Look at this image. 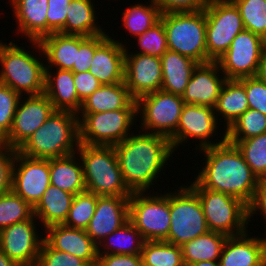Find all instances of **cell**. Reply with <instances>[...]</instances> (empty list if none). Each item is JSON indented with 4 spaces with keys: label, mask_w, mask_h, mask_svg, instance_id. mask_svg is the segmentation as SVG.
Wrapping results in <instances>:
<instances>
[{
    "label": "cell",
    "mask_w": 266,
    "mask_h": 266,
    "mask_svg": "<svg viewBox=\"0 0 266 266\" xmlns=\"http://www.w3.org/2000/svg\"><path fill=\"white\" fill-rule=\"evenodd\" d=\"M114 148L123 180L131 192L146 193L174 153L167 137L146 131L129 135Z\"/></svg>",
    "instance_id": "obj_1"
},
{
    "label": "cell",
    "mask_w": 266,
    "mask_h": 266,
    "mask_svg": "<svg viewBox=\"0 0 266 266\" xmlns=\"http://www.w3.org/2000/svg\"><path fill=\"white\" fill-rule=\"evenodd\" d=\"M201 151L207 157L206 165L195 182L202 188L229 194L249 205L258 179L236 145L225 140Z\"/></svg>",
    "instance_id": "obj_2"
},
{
    "label": "cell",
    "mask_w": 266,
    "mask_h": 266,
    "mask_svg": "<svg viewBox=\"0 0 266 266\" xmlns=\"http://www.w3.org/2000/svg\"><path fill=\"white\" fill-rule=\"evenodd\" d=\"M78 146V115L55 110L17 151L31 158L51 159L74 154Z\"/></svg>",
    "instance_id": "obj_3"
},
{
    "label": "cell",
    "mask_w": 266,
    "mask_h": 266,
    "mask_svg": "<svg viewBox=\"0 0 266 266\" xmlns=\"http://www.w3.org/2000/svg\"><path fill=\"white\" fill-rule=\"evenodd\" d=\"M86 191L98 196H131L119 168L114 146L79 143Z\"/></svg>",
    "instance_id": "obj_4"
},
{
    "label": "cell",
    "mask_w": 266,
    "mask_h": 266,
    "mask_svg": "<svg viewBox=\"0 0 266 266\" xmlns=\"http://www.w3.org/2000/svg\"><path fill=\"white\" fill-rule=\"evenodd\" d=\"M168 50L207 63L206 16L204 9L194 12L163 13Z\"/></svg>",
    "instance_id": "obj_5"
},
{
    "label": "cell",
    "mask_w": 266,
    "mask_h": 266,
    "mask_svg": "<svg viewBox=\"0 0 266 266\" xmlns=\"http://www.w3.org/2000/svg\"><path fill=\"white\" fill-rule=\"evenodd\" d=\"M13 41L0 42V82L19 95H39L45 89V64ZM24 91V92H23Z\"/></svg>",
    "instance_id": "obj_6"
},
{
    "label": "cell",
    "mask_w": 266,
    "mask_h": 266,
    "mask_svg": "<svg viewBox=\"0 0 266 266\" xmlns=\"http://www.w3.org/2000/svg\"><path fill=\"white\" fill-rule=\"evenodd\" d=\"M190 187L197 193L210 231L226 236L247 232L248 205L239 198L200 187L195 181Z\"/></svg>",
    "instance_id": "obj_7"
},
{
    "label": "cell",
    "mask_w": 266,
    "mask_h": 266,
    "mask_svg": "<svg viewBox=\"0 0 266 266\" xmlns=\"http://www.w3.org/2000/svg\"><path fill=\"white\" fill-rule=\"evenodd\" d=\"M170 230L164 240L182 246L209 232L197 193L190 186H180L170 193Z\"/></svg>",
    "instance_id": "obj_8"
},
{
    "label": "cell",
    "mask_w": 266,
    "mask_h": 266,
    "mask_svg": "<svg viewBox=\"0 0 266 266\" xmlns=\"http://www.w3.org/2000/svg\"><path fill=\"white\" fill-rule=\"evenodd\" d=\"M77 115L79 143L101 146H114L127 138L131 134L129 132L133 121L136 120L135 116H138L137 109Z\"/></svg>",
    "instance_id": "obj_9"
},
{
    "label": "cell",
    "mask_w": 266,
    "mask_h": 266,
    "mask_svg": "<svg viewBox=\"0 0 266 266\" xmlns=\"http://www.w3.org/2000/svg\"><path fill=\"white\" fill-rule=\"evenodd\" d=\"M204 11L207 63L216 62L238 33L244 30V26L239 10L231 0L207 2Z\"/></svg>",
    "instance_id": "obj_10"
},
{
    "label": "cell",
    "mask_w": 266,
    "mask_h": 266,
    "mask_svg": "<svg viewBox=\"0 0 266 266\" xmlns=\"http://www.w3.org/2000/svg\"><path fill=\"white\" fill-rule=\"evenodd\" d=\"M170 192L145 195L132 192L129 197V221L145 241H164L170 230Z\"/></svg>",
    "instance_id": "obj_11"
},
{
    "label": "cell",
    "mask_w": 266,
    "mask_h": 266,
    "mask_svg": "<svg viewBox=\"0 0 266 266\" xmlns=\"http://www.w3.org/2000/svg\"><path fill=\"white\" fill-rule=\"evenodd\" d=\"M136 101L137 114L141 113L140 128L143 132L146 130L147 133L149 131L168 139L175 133L185 105L180 95L158 90L142 95Z\"/></svg>",
    "instance_id": "obj_12"
},
{
    "label": "cell",
    "mask_w": 266,
    "mask_h": 266,
    "mask_svg": "<svg viewBox=\"0 0 266 266\" xmlns=\"http://www.w3.org/2000/svg\"><path fill=\"white\" fill-rule=\"evenodd\" d=\"M264 49V38L243 30L233 39L228 50L216 61L226 79L254 77Z\"/></svg>",
    "instance_id": "obj_13"
},
{
    "label": "cell",
    "mask_w": 266,
    "mask_h": 266,
    "mask_svg": "<svg viewBox=\"0 0 266 266\" xmlns=\"http://www.w3.org/2000/svg\"><path fill=\"white\" fill-rule=\"evenodd\" d=\"M215 114L213 107L185 104L179 118L177 130L169 138L173 150L189 138L201 140L198 146L200 150L223 143L226 140V134L223 135L218 143H211L208 140L217 130L218 117Z\"/></svg>",
    "instance_id": "obj_14"
},
{
    "label": "cell",
    "mask_w": 266,
    "mask_h": 266,
    "mask_svg": "<svg viewBox=\"0 0 266 266\" xmlns=\"http://www.w3.org/2000/svg\"><path fill=\"white\" fill-rule=\"evenodd\" d=\"M18 103L9 134L0 142L19 149L55 111L50 99L44 94L28 95Z\"/></svg>",
    "instance_id": "obj_15"
},
{
    "label": "cell",
    "mask_w": 266,
    "mask_h": 266,
    "mask_svg": "<svg viewBox=\"0 0 266 266\" xmlns=\"http://www.w3.org/2000/svg\"><path fill=\"white\" fill-rule=\"evenodd\" d=\"M50 184L49 159L31 158L17 151L12 190L34 208Z\"/></svg>",
    "instance_id": "obj_16"
},
{
    "label": "cell",
    "mask_w": 266,
    "mask_h": 266,
    "mask_svg": "<svg viewBox=\"0 0 266 266\" xmlns=\"http://www.w3.org/2000/svg\"><path fill=\"white\" fill-rule=\"evenodd\" d=\"M35 216L0 231V250L19 266H36L44 240L38 237Z\"/></svg>",
    "instance_id": "obj_17"
},
{
    "label": "cell",
    "mask_w": 266,
    "mask_h": 266,
    "mask_svg": "<svg viewBox=\"0 0 266 266\" xmlns=\"http://www.w3.org/2000/svg\"><path fill=\"white\" fill-rule=\"evenodd\" d=\"M124 83L135 100L142 95L161 90V59L140 53L128 54L126 47Z\"/></svg>",
    "instance_id": "obj_18"
},
{
    "label": "cell",
    "mask_w": 266,
    "mask_h": 266,
    "mask_svg": "<svg viewBox=\"0 0 266 266\" xmlns=\"http://www.w3.org/2000/svg\"><path fill=\"white\" fill-rule=\"evenodd\" d=\"M130 196H98L95 213L86 229L99 246L103 239L129 221Z\"/></svg>",
    "instance_id": "obj_19"
},
{
    "label": "cell",
    "mask_w": 266,
    "mask_h": 266,
    "mask_svg": "<svg viewBox=\"0 0 266 266\" xmlns=\"http://www.w3.org/2000/svg\"><path fill=\"white\" fill-rule=\"evenodd\" d=\"M220 71L217 62L198 64L181 96L184 103L214 108L222 86L227 80L224 75H219Z\"/></svg>",
    "instance_id": "obj_20"
},
{
    "label": "cell",
    "mask_w": 266,
    "mask_h": 266,
    "mask_svg": "<svg viewBox=\"0 0 266 266\" xmlns=\"http://www.w3.org/2000/svg\"><path fill=\"white\" fill-rule=\"evenodd\" d=\"M44 240L55 250L67 252L85 260L90 266H97L98 245L86 230L56 224L45 229Z\"/></svg>",
    "instance_id": "obj_21"
},
{
    "label": "cell",
    "mask_w": 266,
    "mask_h": 266,
    "mask_svg": "<svg viewBox=\"0 0 266 266\" xmlns=\"http://www.w3.org/2000/svg\"><path fill=\"white\" fill-rule=\"evenodd\" d=\"M219 262L221 266H266V238L246 232L227 237Z\"/></svg>",
    "instance_id": "obj_22"
},
{
    "label": "cell",
    "mask_w": 266,
    "mask_h": 266,
    "mask_svg": "<svg viewBox=\"0 0 266 266\" xmlns=\"http://www.w3.org/2000/svg\"><path fill=\"white\" fill-rule=\"evenodd\" d=\"M126 47L108 36L96 49L89 72L102 84L124 82Z\"/></svg>",
    "instance_id": "obj_23"
},
{
    "label": "cell",
    "mask_w": 266,
    "mask_h": 266,
    "mask_svg": "<svg viewBox=\"0 0 266 266\" xmlns=\"http://www.w3.org/2000/svg\"><path fill=\"white\" fill-rule=\"evenodd\" d=\"M40 50L47 61L45 69L55 66L56 69L71 70L76 64L77 51H79V35L62 34L54 32L41 38L39 41H30Z\"/></svg>",
    "instance_id": "obj_24"
},
{
    "label": "cell",
    "mask_w": 266,
    "mask_h": 266,
    "mask_svg": "<svg viewBox=\"0 0 266 266\" xmlns=\"http://www.w3.org/2000/svg\"><path fill=\"white\" fill-rule=\"evenodd\" d=\"M50 71L51 69H45L44 94L50 99L54 110L78 114L82 101L78 98L73 72L57 69L52 75Z\"/></svg>",
    "instance_id": "obj_25"
},
{
    "label": "cell",
    "mask_w": 266,
    "mask_h": 266,
    "mask_svg": "<svg viewBox=\"0 0 266 266\" xmlns=\"http://www.w3.org/2000/svg\"><path fill=\"white\" fill-rule=\"evenodd\" d=\"M118 109H137V101L130 95L124 82L103 84L89 95L78 114H94Z\"/></svg>",
    "instance_id": "obj_26"
},
{
    "label": "cell",
    "mask_w": 266,
    "mask_h": 266,
    "mask_svg": "<svg viewBox=\"0 0 266 266\" xmlns=\"http://www.w3.org/2000/svg\"><path fill=\"white\" fill-rule=\"evenodd\" d=\"M14 16L22 34L30 41L47 36L48 0H11Z\"/></svg>",
    "instance_id": "obj_27"
},
{
    "label": "cell",
    "mask_w": 266,
    "mask_h": 266,
    "mask_svg": "<svg viewBox=\"0 0 266 266\" xmlns=\"http://www.w3.org/2000/svg\"><path fill=\"white\" fill-rule=\"evenodd\" d=\"M160 59L162 64L161 90L182 96L193 70L199 63L190 57L170 50H167Z\"/></svg>",
    "instance_id": "obj_28"
},
{
    "label": "cell",
    "mask_w": 266,
    "mask_h": 266,
    "mask_svg": "<svg viewBox=\"0 0 266 266\" xmlns=\"http://www.w3.org/2000/svg\"><path fill=\"white\" fill-rule=\"evenodd\" d=\"M74 194L49 185L42 198L33 208V215L40 219L44 229L56 224H63L70 210Z\"/></svg>",
    "instance_id": "obj_29"
},
{
    "label": "cell",
    "mask_w": 266,
    "mask_h": 266,
    "mask_svg": "<svg viewBox=\"0 0 266 266\" xmlns=\"http://www.w3.org/2000/svg\"><path fill=\"white\" fill-rule=\"evenodd\" d=\"M75 154L49 159L51 185L74 195L86 191L82 163Z\"/></svg>",
    "instance_id": "obj_30"
},
{
    "label": "cell",
    "mask_w": 266,
    "mask_h": 266,
    "mask_svg": "<svg viewBox=\"0 0 266 266\" xmlns=\"http://www.w3.org/2000/svg\"><path fill=\"white\" fill-rule=\"evenodd\" d=\"M95 8L91 0H71L67 9V17L62 34L92 37L105 32L96 25Z\"/></svg>",
    "instance_id": "obj_31"
},
{
    "label": "cell",
    "mask_w": 266,
    "mask_h": 266,
    "mask_svg": "<svg viewBox=\"0 0 266 266\" xmlns=\"http://www.w3.org/2000/svg\"><path fill=\"white\" fill-rule=\"evenodd\" d=\"M249 109L245 86L238 79H227L222 86L214 111L224 118L227 130Z\"/></svg>",
    "instance_id": "obj_32"
},
{
    "label": "cell",
    "mask_w": 266,
    "mask_h": 266,
    "mask_svg": "<svg viewBox=\"0 0 266 266\" xmlns=\"http://www.w3.org/2000/svg\"><path fill=\"white\" fill-rule=\"evenodd\" d=\"M227 237L222 233L209 231L184 243L181 248L185 266L201 261L219 260Z\"/></svg>",
    "instance_id": "obj_33"
},
{
    "label": "cell",
    "mask_w": 266,
    "mask_h": 266,
    "mask_svg": "<svg viewBox=\"0 0 266 266\" xmlns=\"http://www.w3.org/2000/svg\"><path fill=\"white\" fill-rule=\"evenodd\" d=\"M103 241L105 242L100 243L99 245L102 246L103 244V247H105L106 250L104 248V251L101 252L100 250L103 248H100L101 246H98V255H141L142 247L145 242L141 233L134 227V225L130 221L126 222L122 227L105 237Z\"/></svg>",
    "instance_id": "obj_34"
},
{
    "label": "cell",
    "mask_w": 266,
    "mask_h": 266,
    "mask_svg": "<svg viewBox=\"0 0 266 266\" xmlns=\"http://www.w3.org/2000/svg\"><path fill=\"white\" fill-rule=\"evenodd\" d=\"M141 258L143 266H185L181 246L162 240L145 241Z\"/></svg>",
    "instance_id": "obj_35"
},
{
    "label": "cell",
    "mask_w": 266,
    "mask_h": 266,
    "mask_svg": "<svg viewBox=\"0 0 266 266\" xmlns=\"http://www.w3.org/2000/svg\"><path fill=\"white\" fill-rule=\"evenodd\" d=\"M150 3L149 5L135 4L122 13L123 26L132 35L134 34V37H138L160 21L162 15L160 7L154 0H151Z\"/></svg>",
    "instance_id": "obj_36"
},
{
    "label": "cell",
    "mask_w": 266,
    "mask_h": 266,
    "mask_svg": "<svg viewBox=\"0 0 266 266\" xmlns=\"http://www.w3.org/2000/svg\"><path fill=\"white\" fill-rule=\"evenodd\" d=\"M226 140H244L266 133V115L247 109L227 130Z\"/></svg>",
    "instance_id": "obj_37"
},
{
    "label": "cell",
    "mask_w": 266,
    "mask_h": 266,
    "mask_svg": "<svg viewBox=\"0 0 266 266\" xmlns=\"http://www.w3.org/2000/svg\"><path fill=\"white\" fill-rule=\"evenodd\" d=\"M32 216L33 208L13 190L0 195V231Z\"/></svg>",
    "instance_id": "obj_38"
},
{
    "label": "cell",
    "mask_w": 266,
    "mask_h": 266,
    "mask_svg": "<svg viewBox=\"0 0 266 266\" xmlns=\"http://www.w3.org/2000/svg\"><path fill=\"white\" fill-rule=\"evenodd\" d=\"M97 195L84 191L74 195L70 210L63 225L86 230L95 213Z\"/></svg>",
    "instance_id": "obj_39"
},
{
    "label": "cell",
    "mask_w": 266,
    "mask_h": 266,
    "mask_svg": "<svg viewBox=\"0 0 266 266\" xmlns=\"http://www.w3.org/2000/svg\"><path fill=\"white\" fill-rule=\"evenodd\" d=\"M240 12L245 30L266 36V0H231Z\"/></svg>",
    "instance_id": "obj_40"
},
{
    "label": "cell",
    "mask_w": 266,
    "mask_h": 266,
    "mask_svg": "<svg viewBox=\"0 0 266 266\" xmlns=\"http://www.w3.org/2000/svg\"><path fill=\"white\" fill-rule=\"evenodd\" d=\"M227 141L236 145L257 177L266 170V133L249 139Z\"/></svg>",
    "instance_id": "obj_41"
},
{
    "label": "cell",
    "mask_w": 266,
    "mask_h": 266,
    "mask_svg": "<svg viewBox=\"0 0 266 266\" xmlns=\"http://www.w3.org/2000/svg\"><path fill=\"white\" fill-rule=\"evenodd\" d=\"M21 95L0 82V142L9 134Z\"/></svg>",
    "instance_id": "obj_42"
},
{
    "label": "cell",
    "mask_w": 266,
    "mask_h": 266,
    "mask_svg": "<svg viewBox=\"0 0 266 266\" xmlns=\"http://www.w3.org/2000/svg\"><path fill=\"white\" fill-rule=\"evenodd\" d=\"M137 38L141 48L137 53L160 58L168 50L164 24L161 20Z\"/></svg>",
    "instance_id": "obj_43"
},
{
    "label": "cell",
    "mask_w": 266,
    "mask_h": 266,
    "mask_svg": "<svg viewBox=\"0 0 266 266\" xmlns=\"http://www.w3.org/2000/svg\"><path fill=\"white\" fill-rule=\"evenodd\" d=\"M36 266H90L85 260L53 249L43 240Z\"/></svg>",
    "instance_id": "obj_44"
},
{
    "label": "cell",
    "mask_w": 266,
    "mask_h": 266,
    "mask_svg": "<svg viewBox=\"0 0 266 266\" xmlns=\"http://www.w3.org/2000/svg\"><path fill=\"white\" fill-rule=\"evenodd\" d=\"M109 36L99 34L92 37L79 35V51H77L76 64H73L71 71L79 73L88 71L95 53V49Z\"/></svg>",
    "instance_id": "obj_45"
},
{
    "label": "cell",
    "mask_w": 266,
    "mask_h": 266,
    "mask_svg": "<svg viewBox=\"0 0 266 266\" xmlns=\"http://www.w3.org/2000/svg\"><path fill=\"white\" fill-rule=\"evenodd\" d=\"M238 80L245 86L249 109L266 115V83L260 81L256 76Z\"/></svg>",
    "instance_id": "obj_46"
},
{
    "label": "cell",
    "mask_w": 266,
    "mask_h": 266,
    "mask_svg": "<svg viewBox=\"0 0 266 266\" xmlns=\"http://www.w3.org/2000/svg\"><path fill=\"white\" fill-rule=\"evenodd\" d=\"M17 149L0 143V195L12 190L13 166Z\"/></svg>",
    "instance_id": "obj_47"
},
{
    "label": "cell",
    "mask_w": 266,
    "mask_h": 266,
    "mask_svg": "<svg viewBox=\"0 0 266 266\" xmlns=\"http://www.w3.org/2000/svg\"><path fill=\"white\" fill-rule=\"evenodd\" d=\"M70 2L71 0H48L47 35L60 32L64 28Z\"/></svg>",
    "instance_id": "obj_48"
},
{
    "label": "cell",
    "mask_w": 266,
    "mask_h": 266,
    "mask_svg": "<svg viewBox=\"0 0 266 266\" xmlns=\"http://www.w3.org/2000/svg\"><path fill=\"white\" fill-rule=\"evenodd\" d=\"M163 13L194 12L206 7V0H154Z\"/></svg>",
    "instance_id": "obj_49"
},
{
    "label": "cell",
    "mask_w": 266,
    "mask_h": 266,
    "mask_svg": "<svg viewBox=\"0 0 266 266\" xmlns=\"http://www.w3.org/2000/svg\"><path fill=\"white\" fill-rule=\"evenodd\" d=\"M78 98L83 102L103 84L89 71L73 73Z\"/></svg>",
    "instance_id": "obj_50"
},
{
    "label": "cell",
    "mask_w": 266,
    "mask_h": 266,
    "mask_svg": "<svg viewBox=\"0 0 266 266\" xmlns=\"http://www.w3.org/2000/svg\"><path fill=\"white\" fill-rule=\"evenodd\" d=\"M97 266H143L141 255H98Z\"/></svg>",
    "instance_id": "obj_51"
},
{
    "label": "cell",
    "mask_w": 266,
    "mask_h": 266,
    "mask_svg": "<svg viewBox=\"0 0 266 266\" xmlns=\"http://www.w3.org/2000/svg\"><path fill=\"white\" fill-rule=\"evenodd\" d=\"M260 211L266 222V185H257L253 200L248 205V219Z\"/></svg>",
    "instance_id": "obj_52"
},
{
    "label": "cell",
    "mask_w": 266,
    "mask_h": 266,
    "mask_svg": "<svg viewBox=\"0 0 266 266\" xmlns=\"http://www.w3.org/2000/svg\"><path fill=\"white\" fill-rule=\"evenodd\" d=\"M256 77L266 83V48L263 49Z\"/></svg>",
    "instance_id": "obj_53"
},
{
    "label": "cell",
    "mask_w": 266,
    "mask_h": 266,
    "mask_svg": "<svg viewBox=\"0 0 266 266\" xmlns=\"http://www.w3.org/2000/svg\"><path fill=\"white\" fill-rule=\"evenodd\" d=\"M0 266H19V265L0 250Z\"/></svg>",
    "instance_id": "obj_54"
},
{
    "label": "cell",
    "mask_w": 266,
    "mask_h": 266,
    "mask_svg": "<svg viewBox=\"0 0 266 266\" xmlns=\"http://www.w3.org/2000/svg\"><path fill=\"white\" fill-rule=\"evenodd\" d=\"M187 266H221L219 260L216 261H201L197 263H192Z\"/></svg>",
    "instance_id": "obj_55"
},
{
    "label": "cell",
    "mask_w": 266,
    "mask_h": 266,
    "mask_svg": "<svg viewBox=\"0 0 266 266\" xmlns=\"http://www.w3.org/2000/svg\"><path fill=\"white\" fill-rule=\"evenodd\" d=\"M257 185H266V170H264L258 177Z\"/></svg>",
    "instance_id": "obj_56"
},
{
    "label": "cell",
    "mask_w": 266,
    "mask_h": 266,
    "mask_svg": "<svg viewBox=\"0 0 266 266\" xmlns=\"http://www.w3.org/2000/svg\"><path fill=\"white\" fill-rule=\"evenodd\" d=\"M207 2H211V1H227V0H206Z\"/></svg>",
    "instance_id": "obj_57"
},
{
    "label": "cell",
    "mask_w": 266,
    "mask_h": 266,
    "mask_svg": "<svg viewBox=\"0 0 266 266\" xmlns=\"http://www.w3.org/2000/svg\"><path fill=\"white\" fill-rule=\"evenodd\" d=\"M264 48H266V36L264 37Z\"/></svg>",
    "instance_id": "obj_58"
}]
</instances>
